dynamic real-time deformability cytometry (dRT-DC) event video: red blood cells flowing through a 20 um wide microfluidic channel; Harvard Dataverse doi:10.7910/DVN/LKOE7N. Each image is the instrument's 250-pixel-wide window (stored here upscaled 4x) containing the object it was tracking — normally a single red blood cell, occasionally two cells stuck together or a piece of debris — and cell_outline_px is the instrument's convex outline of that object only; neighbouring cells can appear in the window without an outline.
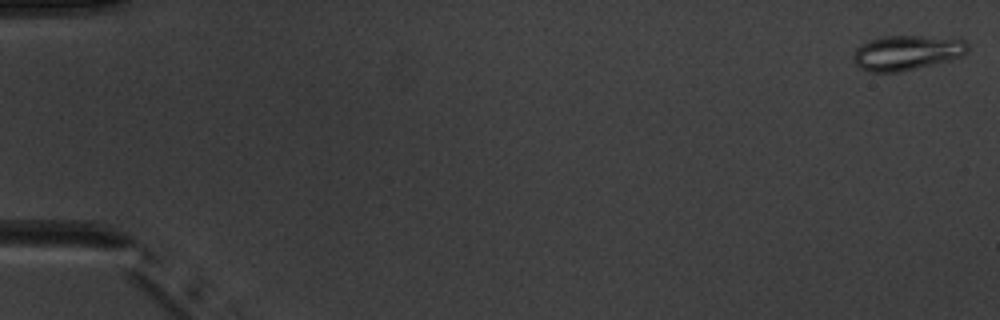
{"species": "common noctule bat (a hibernating species)", "species_latin": "Nyctalus noctula", "temperature_condition": "warm", "stored_images_in_passage": 4, "camera_frame_rate_fps": 3000, "um_per_image_px": 0.085, "animal": {"sex": "male", "body_mass_g": 20.1, "forearm_length_mm": 53.5}, "frame": {"image": 1, "passage_image": 1, "time_ms": 0.0, "image_size_px": [1000, 320], "cell_outline_px": [[968, 52], [960, 56], [948, 60], [900, 72], [872, 72], [860, 68], [856, 64], [852, 56], [856, 48], [860, 44], [868, 40], [884, 36], [920, 36], [964, 40], [968, 44]], "centroid_in_image_um": [77.02, 4.48], "position_along_channel_um": 8.0, "area_um2": 23.0}}
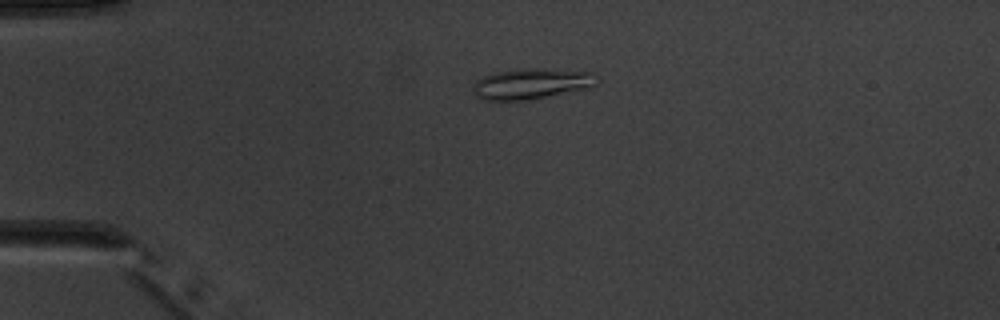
{"frame": {"image": 2, "passage_image": 4, "time_ms": 4.0, "image_size_px": [1000, 320], "cell_outline_px": [[596, 84], [592, 88], [528, 100], [484, 100], [476, 96], [472, 88], [476, 80], [484, 76], [496, 72], [592, 72]], "centroid_in_image_um": [45.11, 7.21], "position_along_channel_um": 39.9, "area_um2": 20.52}}